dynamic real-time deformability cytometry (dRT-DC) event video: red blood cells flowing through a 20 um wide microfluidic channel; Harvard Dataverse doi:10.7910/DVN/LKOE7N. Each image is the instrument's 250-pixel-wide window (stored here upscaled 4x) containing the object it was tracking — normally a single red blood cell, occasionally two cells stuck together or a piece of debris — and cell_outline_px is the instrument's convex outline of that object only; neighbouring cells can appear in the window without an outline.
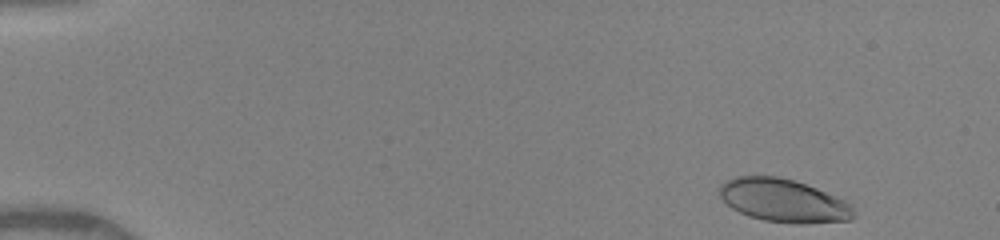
{"species": "human", "species_latin": "Homo sapiens", "temperature_condition": "warm", "stored_images_in_passage": 41, "camera_frame_rate_fps": 3000, "um_per_image_px": 0.085, "donor": {"sex": "female"}, "frame": {"image": 1, "passage_image": 2, "time_ms": 0.333, "image_size_px": [1000, 240], "cell_outline_px": [[856, 216], [852, 220], [804, 224], [792, 224], [764, 220], [748, 216], [732, 208], [720, 196], [720, 184], [736, 176], [776, 176], [792, 180], [816, 188], [844, 200], [852, 204]], "centroid_in_image_um": [66.63, 17.07], "position_along_channel_um": 18.4, "area_um2": 33.7}}
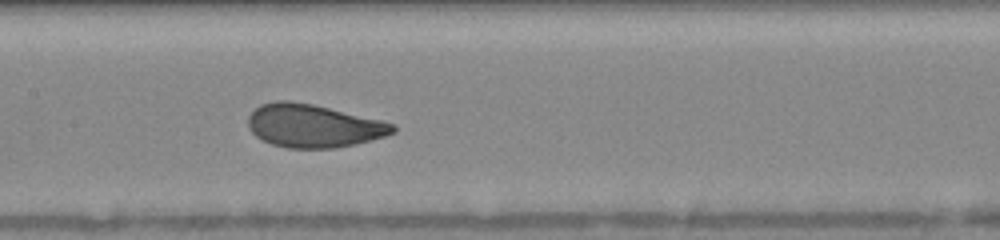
{"frame": {"image": 2, "passage_image": 23, "time_ms": 7.333, "image_size_px": [1000, 240], "cell_outline_px": [[396, 132], [384, 136], [356, 144], [336, 148], [288, 148], [272, 144], [256, 136], [248, 128], [248, 116], [260, 104], [276, 100], [292, 100], [312, 104], [380, 120], [392, 124], [396, 128]], "centroid_in_image_um": [26.6, 10.69], "position_along_channel_um": 180.8, "area_um2": 36.18}}
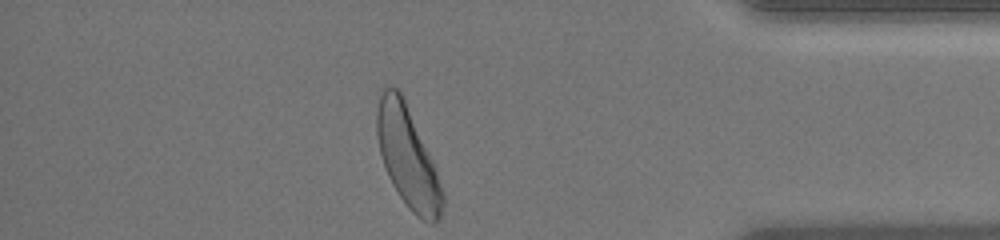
{"frame": {"image": 3, "passage_image": 41, "time_ms": 13.333, "image_size_px": [1000, 240], "cell_outline_px": [[444, 204], [440, 216], [432, 224], [416, 216], [408, 208], [392, 184], [388, 176], [380, 152], [376, 136], [376, 112], [380, 88], [396, 88], [400, 92], [404, 100], [432, 160], [444, 192]], "centroid_in_image_um": [34.63, 13.37], "position_along_channel_um": 400.6, "area_um2": 37.97}, "authors_computed_cell_mechanics": {"area_um2": 36.0672, "velocity_mm_per_s": 4.0905, "shape_relaxation_time_tau1_ms": 2.2608, "shape_relaxation_time_tau2_ms": 0.6085, "deformation_change_tau1": 0.1452, "deformation_change_tau2": 0.0636}}